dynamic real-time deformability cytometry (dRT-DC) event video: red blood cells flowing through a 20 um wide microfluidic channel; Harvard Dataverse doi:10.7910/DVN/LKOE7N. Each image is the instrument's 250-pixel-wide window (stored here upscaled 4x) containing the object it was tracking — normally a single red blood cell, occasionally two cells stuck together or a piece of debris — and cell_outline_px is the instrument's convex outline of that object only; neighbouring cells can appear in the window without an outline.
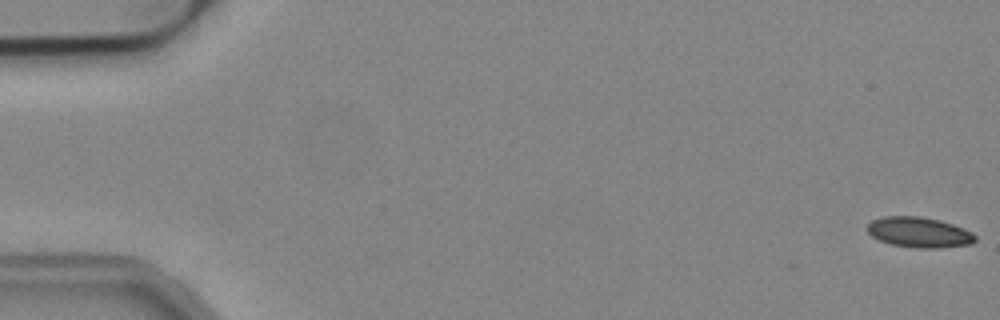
{"species": "common noctule bat (a hibernating species)", "species_latin": "Nyctalus noctula", "temperature_condition": "cold", "stored_images_in_passage": 46, "camera_frame_rate_fps": 3000, "um_per_image_px": 0.085, "animal": {"sex": "male", "body_mass_g": 19.2, "forearm_length_mm": 51.8}, "frame": {"image": 1, "passage_image": 1, "time_ms": 0.0, "image_size_px": [1000, 320], "cell_outline_px": [[976, 240], [972, 244], [940, 248], [916, 248], [892, 244], [880, 240], [872, 236], [864, 228], [872, 220], [884, 216], [920, 216], [940, 220], [964, 228], [972, 232], [976, 236]], "centroid_in_image_um": [78.13, 19.74], "position_along_channel_um": 6.9, "area_um2": 19.25}}
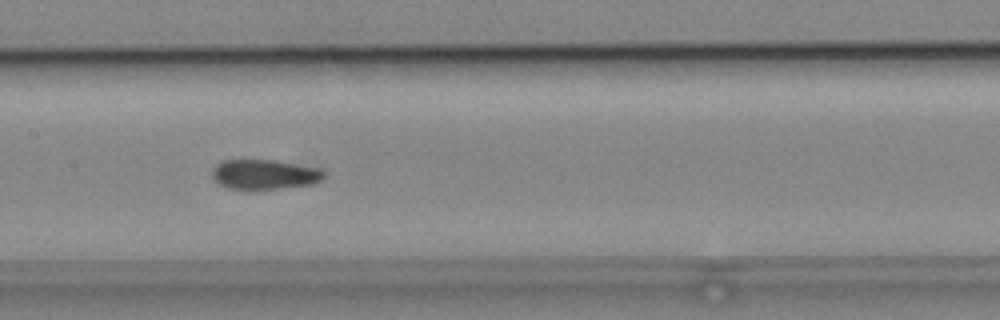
{"frame": {"image": 2, "passage_image": 27, "time_ms": 8.667, "image_size_px": [1000, 320], "cell_outline_px": [[324, 176], [320, 180], [312, 184], [248, 192], [228, 188], [220, 184], [212, 176], [212, 168], [220, 160], [272, 160], [320, 168], [324, 172]], "centroid_in_image_um": [22.42, 14.85], "position_along_channel_um": 185.0, "area_um2": 19.83}}
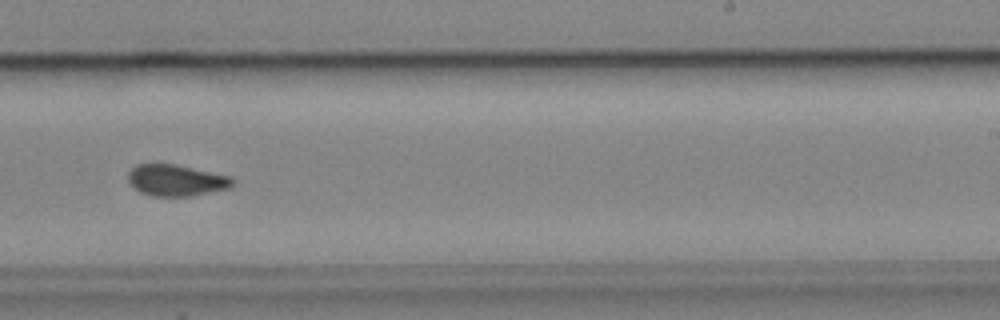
{"frame": {"image": 3, "passage_image": 34, "time_ms": 11.0, "image_size_px": [1000, 320], "cell_outline_px": [[236, 184], [232, 188], [192, 196], [152, 196], [140, 192], [128, 180], [128, 172], [136, 164], [176, 164], [228, 176], [236, 180]], "centroid_in_image_um": [15.02, 15.33], "position_along_channel_um": 274.0, "area_um2": 19.19}, "authors_computed_cell_mechanics": {"area_um2": 19.4497, "velocity_mm_per_s": 3.8391, "shape_relaxation_time_tau1_ms": null, "shape_relaxation_time_tau2_ms": 1.8072, "deformation_change_tau1": null, "deformation_change_tau2": 0.0504}}